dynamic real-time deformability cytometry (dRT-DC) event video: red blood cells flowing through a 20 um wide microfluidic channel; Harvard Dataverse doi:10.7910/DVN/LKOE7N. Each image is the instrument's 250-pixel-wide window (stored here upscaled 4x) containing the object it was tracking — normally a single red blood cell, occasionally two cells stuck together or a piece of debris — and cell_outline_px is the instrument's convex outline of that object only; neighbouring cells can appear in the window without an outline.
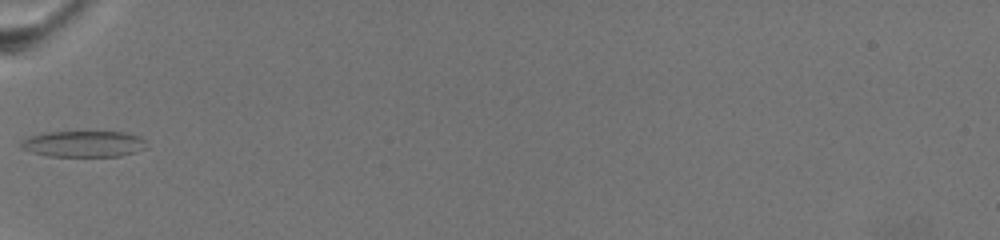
{"species": "common noctule bat (a hibernating species)", "species_latin": "Nyctalus noctula", "temperature_condition": "warm", "stored_images_in_passage": 35, "camera_frame_rate_fps": 3000, "um_per_image_px": 0.085, "animal": {"sex": "female", "body_mass_g": 19.5, "forearm_length_mm": 54.1}, "frame": {"image": 1, "passage_image": 1, "time_ms": 0.0, "image_size_px": [1000, 240], "cell_outline_px": [[148, 148], [136, 152], [120, 156], [48, 156], [32, 152], [24, 148], [20, 144], [20, 140], [28, 136], [44, 132], [124, 132], [140, 136], [144, 140]], "centroid_in_image_um": [7.12, 12.23], "position_along_channel_um": 77.9, "area_um2": 19.25}}
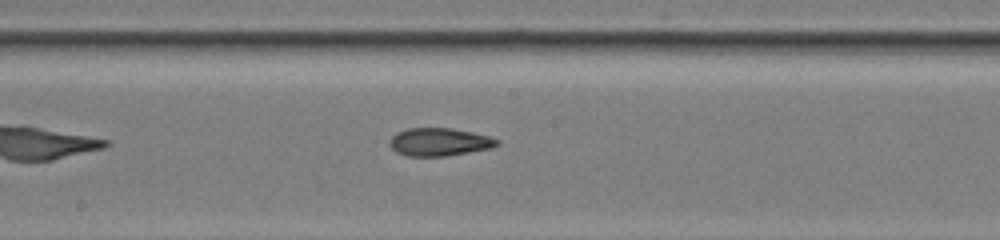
{"frame": {"image": 2, "passage_image": 14, "time_ms": 4.333, "image_size_px": [1000, 240], "cell_outline_px": [[500, 144], [492, 148], [444, 156], [408, 156], [396, 152], [388, 144], [388, 140], [396, 132], [408, 128], [452, 128], [472, 132], [488, 136], [500, 140]], "centroid_in_image_um": [37.32, 12.06], "position_along_channel_um": 210.9, "area_um2": 17.57}}
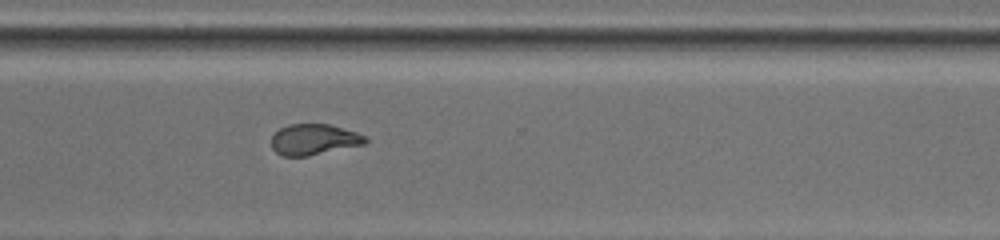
{"frame": {"image": 3, "passage_image": 27, "time_ms": 8.667, "image_size_px": [1000, 240], "cell_outline_px": [[368, 140], [364, 144], [308, 156], [280, 156], [272, 148], [272, 136], [280, 128], [288, 124], [328, 124], [356, 132], [368, 136]], "centroid_in_image_um": [26.68, 11.86], "position_along_channel_um": 343.9, "area_um2": 16.88}, "authors_computed_cell_mechanics": {"area_um2": 17.3978, "velocity_mm_per_s": 3.0764, "shape_relaxation_time_tau1_ms": null, "shape_relaxation_time_tau2_ms": 2.9021, "deformation_change_tau1": null, "deformation_change_tau2": 0.1007}}